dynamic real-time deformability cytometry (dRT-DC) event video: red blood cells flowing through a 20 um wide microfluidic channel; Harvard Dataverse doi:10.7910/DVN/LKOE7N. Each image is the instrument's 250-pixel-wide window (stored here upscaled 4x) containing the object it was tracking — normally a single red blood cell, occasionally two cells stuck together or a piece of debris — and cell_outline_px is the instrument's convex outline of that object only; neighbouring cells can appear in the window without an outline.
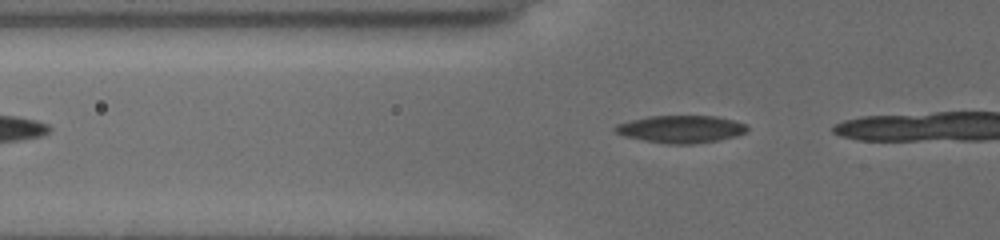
{"species": "common noctule bat (a hibernating species)", "species_latin": "Nyctalus noctula", "temperature_condition": "cold", "stored_images_in_passage": 8, "camera_frame_rate_fps": 3000, "um_per_image_px": 0.085, "animal": {"sex": "female", "body_mass_g": 19.5, "forearm_length_mm": 54.1}, "frame": {"image": 1, "passage_image": 2, "time_ms": 0.333, "image_size_px": [1000, 240], "cell_outline_px": [[748, 128], [744, 132], [736, 136], [716, 140], [692, 144], [668, 144], [644, 140], [624, 136], [616, 132], [612, 128], [616, 124], [632, 120], [652, 116], [716, 116], [732, 120], [744, 124]], "centroid_in_image_um": [57.84, 10.97], "position_along_channel_um": 68.0, "area_um2": 20.81}}
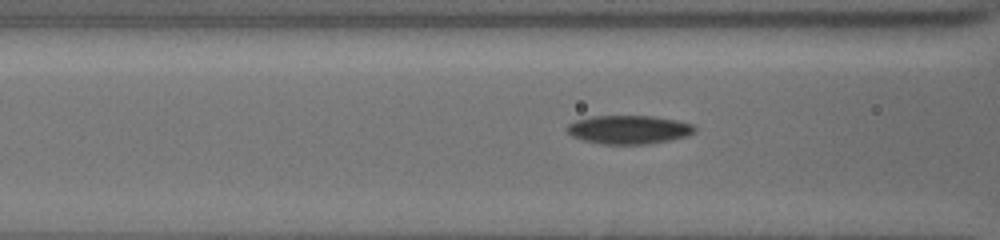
{"frame": {"image": 2, "passage_image": 6, "time_ms": 1.667, "image_size_px": [1000, 240], "cell_outline_px": [[696, 128], [688, 136], [648, 144], [604, 144], [584, 140], [572, 136], [568, 132], [568, 124], [576, 120], [592, 116], [652, 116], [676, 120], [692, 124]], "centroid_in_image_um": [53.45, 11.01], "position_along_channel_um": 113.2, "area_um2": 21.04}}